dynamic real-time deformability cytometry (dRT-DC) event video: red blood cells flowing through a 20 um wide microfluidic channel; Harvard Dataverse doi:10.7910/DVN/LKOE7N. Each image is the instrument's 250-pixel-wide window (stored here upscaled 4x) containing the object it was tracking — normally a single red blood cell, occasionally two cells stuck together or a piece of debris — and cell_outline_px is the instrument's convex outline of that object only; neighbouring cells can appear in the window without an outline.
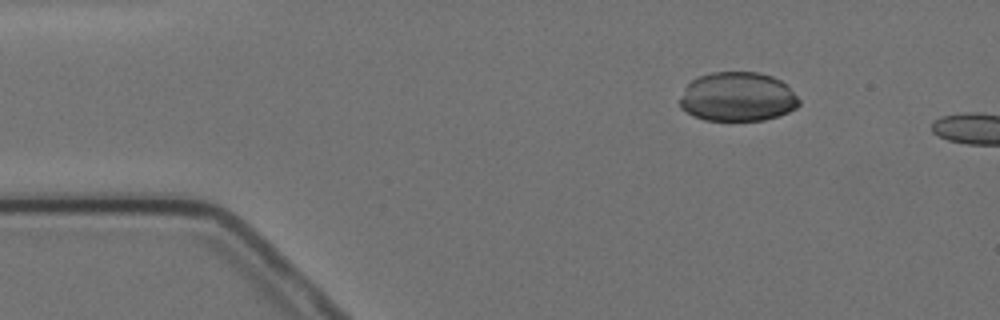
{"species": "Egyptian fruit bat (a non-hibernating species)", "species_latin": "Rousettus aegyptiacus", "temperature_condition": "cold", "stored_images_in_passage": 5, "camera_frame_rate_fps": 3000, "um_per_image_px": 0.085, "animal": {"sex": "female"}, "frame": {"image": 1, "passage_image": 2, "time_ms": 1.0, "image_size_px": [1000, 320], "cell_outline_px": [[800, 104], [796, 108], [788, 112], [764, 120], [704, 120], [692, 116], [680, 108], [680, 100], [684, 88], [692, 80], [700, 76], [712, 72], [756, 72], [772, 76], [780, 80], [800, 100]], "centroid_in_image_um": [62.66, 8.24], "position_along_channel_um": 22.3, "area_um2": 34.04}}